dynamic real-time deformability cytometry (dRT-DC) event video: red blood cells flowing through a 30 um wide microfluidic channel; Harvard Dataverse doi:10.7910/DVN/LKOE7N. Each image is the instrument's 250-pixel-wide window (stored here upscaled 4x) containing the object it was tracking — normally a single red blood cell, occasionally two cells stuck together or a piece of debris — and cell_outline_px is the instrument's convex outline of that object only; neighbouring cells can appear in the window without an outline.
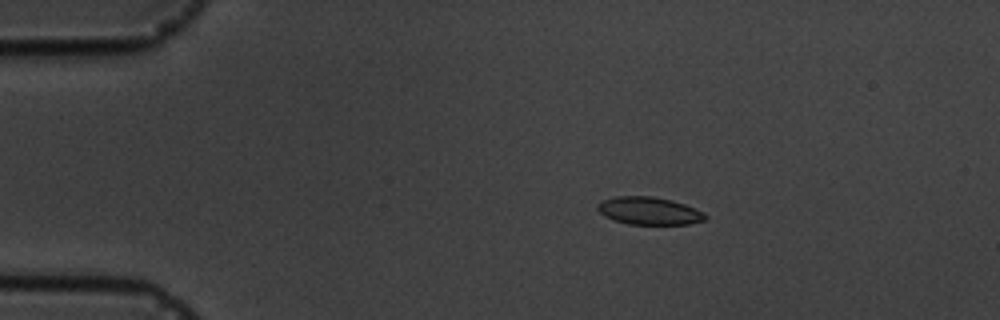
{"species": "common noctule bat (a hibernating species)", "species_latin": "Nyctalus noctula", "temperature_condition": "cold", "stored_images_in_passage": 6, "camera_frame_rate_fps": 3000, "um_per_image_px": 0.085, "animal": {"sex": "male", "body_mass_g": 19.5, "forearm_length_mm": 54.6}, "frame": {"image": 1, "passage_image": 3, "time_ms": 2.333, "image_size_px": [1000, 320], "cell_outline_px": [[708, 220], [692, 224], [628, 224], [604, 216], [596, 208], [596, 204], [600, 200], [616, 196], [652, 196], [672, 200], [696, 208], [704, 212], [708, 216]], "centroid_in_image_um": [55.2, 17.92], "position_along_channel_um": 29.8, "area_um2": 17.63}}
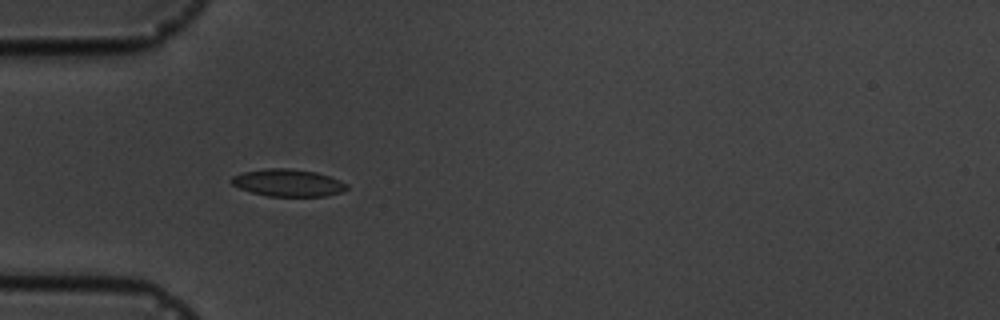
{"frame": {"image": 2, "passage_image": 5, "time_ms": 4.667, "image_size_px": [1000, 320], "cell_outline_px": [[348, 188], [340, 192], [324, 196], [268, 196], [252, 192], [240, 188], [232, 184], [228, 180], [232, 176], [244, 172], [264, 168], [292, 168], [316, 172], [340, 180], [348, 184]], "centroid_in_image_um": [24.46, 15.53], "position_along_channel_um": 60.5, "area_um2": 18.32}}
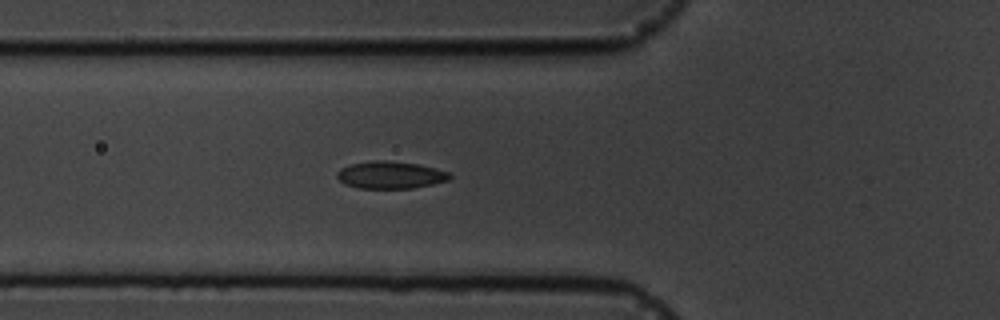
{"frame": {"image": 3, "passage_image": 6, "time_ms": 5.667, "image_size_px": [1000, 320], "cell_outline_px": [[452, 176], [448, 180], [432, 184], [412, 188], [356, 188], [344, 184], [336, 176], [336, 172], [340, 168], [352, 164], [376, 160], [388, 160], [416, 164], [436, 168], [448, 172]], "centroid_in_image_um": [33.16, 14.87], "position_along_channel_um": 92.6, "area_um2": 17.86}}